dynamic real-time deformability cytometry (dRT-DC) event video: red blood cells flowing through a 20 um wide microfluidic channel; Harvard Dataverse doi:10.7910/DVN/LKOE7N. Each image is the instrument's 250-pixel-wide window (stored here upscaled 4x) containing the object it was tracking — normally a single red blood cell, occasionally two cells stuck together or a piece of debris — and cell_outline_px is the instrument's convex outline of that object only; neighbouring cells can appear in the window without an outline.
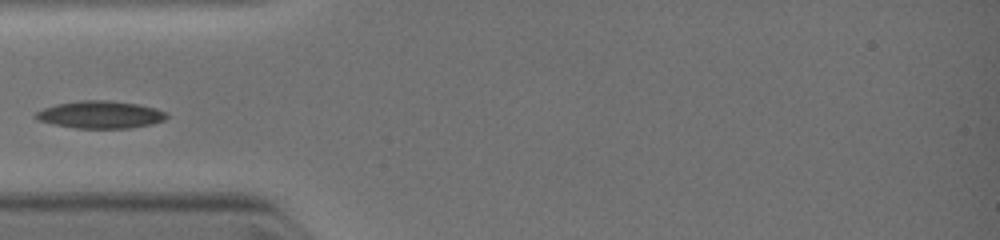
{"species": "common noctule bat (a hibernating species)", "species_latin": "Nyctalus noctula", "temperature_condition": "warm", "stored_images_in_passage": 4, "camera_frame_rate_fps": 3000, "um_per_image_px": 0.085, "animal": {"sex": "female", "body_mass_g": 19.0, "forearm_length_mm": 51.5}, "frame": {"image": 1, "passage_image": 4, "time_ms": 3.0, "image_size_px": [1000, 240], "cell_outline_px": [[168, 116], [164, 120], [152, 124], [128, 128], [76, 128], [36, 120], [32, 116], [36, 112], [44, 108], [56, 104], [80, 100], [108, 100], [136, 104], [156, 108], [168, 112]], "centroid_in_image_um": [8.53, 9.74], "position_along_channel_um": 76.5, "area_um2": 20.92}}